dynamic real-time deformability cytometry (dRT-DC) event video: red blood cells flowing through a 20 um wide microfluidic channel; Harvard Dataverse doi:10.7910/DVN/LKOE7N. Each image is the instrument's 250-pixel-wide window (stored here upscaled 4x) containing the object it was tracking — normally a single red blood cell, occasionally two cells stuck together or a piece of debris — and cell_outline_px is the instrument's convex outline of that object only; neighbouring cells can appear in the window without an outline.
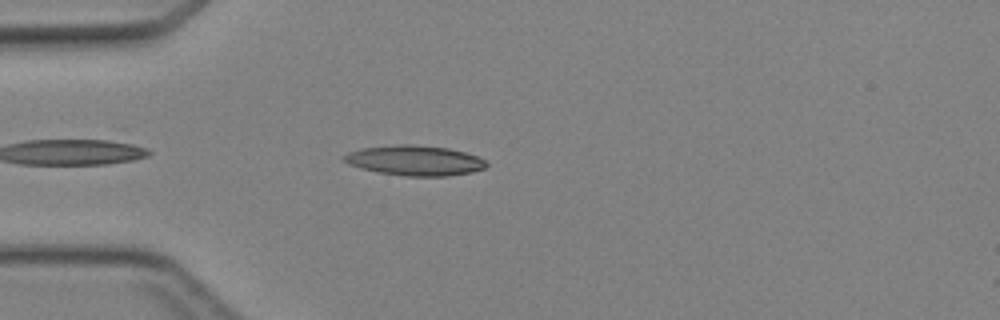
{"species": "Egyptian fruit bat (a non-hibernating species)", "species_latin": "Rousettus aegyptiacus", "temperature_condition": "cold", "stored_images_in_passage": 33, "camera_frame_rate_fps": 3000, "um_per_image_px": 0.085, "animal": {"sex": "female"}, "frame": {"image": 1, "passage_image": 3, "time_ms": 0.667, "image_size_px": [1000, 320], "cell_outline_px": [[488, 164], [484, 168], [472, 172], [448, 176], [408, 176], [380, 172], [360, 168], [348, 164], [340, 160], [340, 156], [348, 152], [360, 148], [400, 144], [412, 144], [448, 148], [464, 152], [488, 160]], "centroid_in_image_um": [35.22, 13.63], "position_along_channel_um": 49.8, "area_um2": 25.14}}
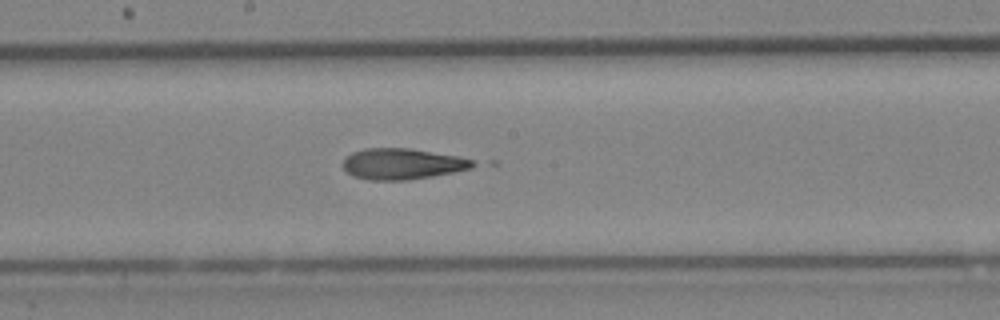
{"frame": {"image": 2, "passage_image": 15, "time_ms": 4.667, "image_size_px": [1000, 320], "cell_outline_px": [[480, 164], [472, 168], [432, 176], [408, 180], [368, 180], [352, 176], [344, 168], [344, 160], [352, 152], [364, 148], [408, 148], [460, 156], [472, 160]], "centroid_in_image_um": [34.23, 13.93], "position_along_channel_um": 214.0, "area_um2": 23.47}}
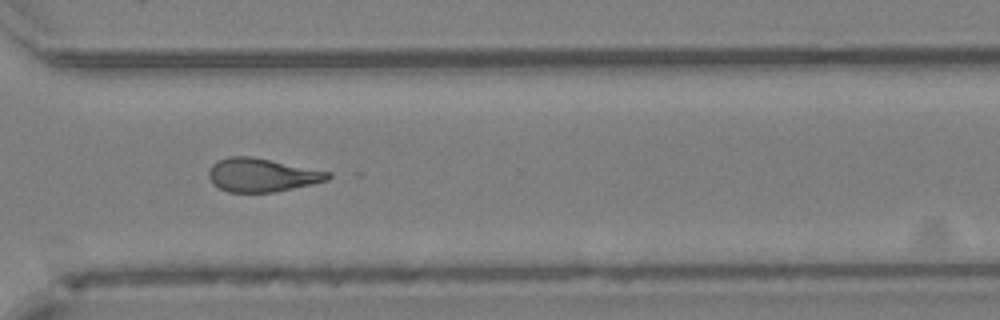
{"frame": {"image": 3, "passage_image": 24, "time_ms": 7.667, "image_size_px": [1000, 320], "cell_outline_px": [[332, 176], [328, 180], [312, 184], [272, 192], [228, 192], [212, 184], [208, 176], [208, 172], [212, 164], [216, 160], [228, 156], [252, 156], [332, 172]], "centroid_in_image_um": [22.24, 14.86], "position_along_channel_um": 348.4, "area_um2": 23.41}}